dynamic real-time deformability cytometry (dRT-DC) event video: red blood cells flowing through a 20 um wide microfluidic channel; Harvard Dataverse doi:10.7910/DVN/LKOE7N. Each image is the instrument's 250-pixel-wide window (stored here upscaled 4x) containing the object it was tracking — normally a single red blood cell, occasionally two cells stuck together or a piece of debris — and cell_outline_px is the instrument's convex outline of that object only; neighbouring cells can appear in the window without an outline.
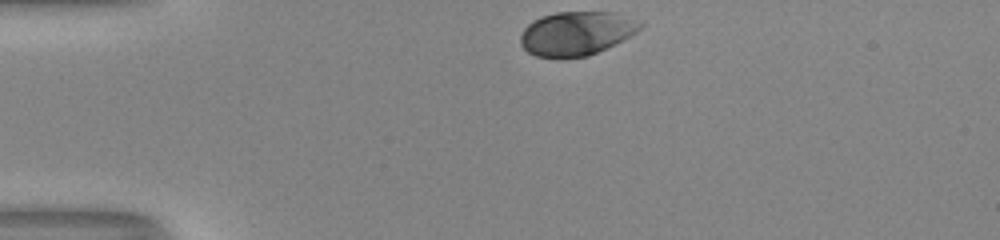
{"species": "human", "species_latin": "Homo sapiens", "temperature_condition": "room temperature", "stored_images_in_passage": 32, "camera_frame_rate_fps": 3000, "um_per_image_px": 0.085, "donor": {"sex": "male"}, "frame": {"image": 1, "passage_image": 1, "time_ms": 0.0, "image_size_px": [1000, 240], "cell_outline_px": [[644, 24], [636, 32], [588, 56], [560, 60], [556, 60], [536, 56], [528, 52], [520, 44], [520, 36], [524, 28], [532, 20], [540, 16], [556, 12], [612, 12]], "centroid_in_image_um": [48.89, 2.87], "position_along_channel_um": 36.1, "area_um2": 30.63}}
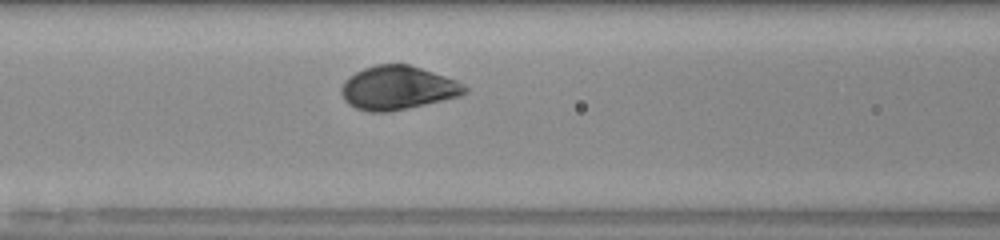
{"frame": {"image": 2, "passage_image": 12, "time_ms": 3.667, "image_size_px": [1000, 240], "cell_outline_px": [[468, 92], [460, 96], [444, 100], [408, 108], [388, 112], [368, 112], [356, 108], [348, 104], [344, 100], [340, 92], [340, 88], [344, 80], [356, 72], [364, 68], [376, 64], [408, 64], [456, 80], [464, 84], [468, 88]], "centroid_in_image_um": [33.79, 7.48], "position_along_channel_um": 132.8, "area_um2": 31.5}}
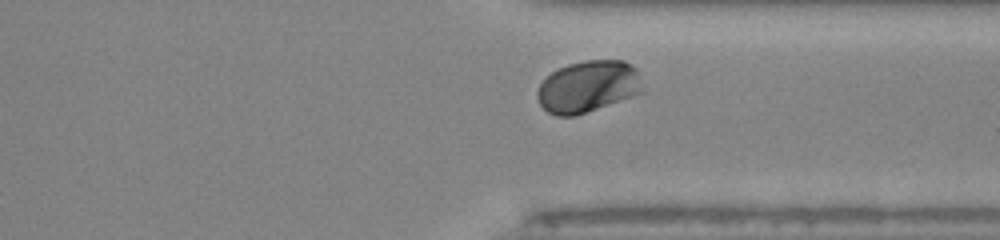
{"frame": {"image": 3, "passage_image": 29, "time_ms": 9.333, "image_size_px": [1000, 240], "cell_outline_px": [[644, 92], [576, 116], [556, 116], [548, 112], [540, 104], [536, 96], [536, 92], [540, 84], [552, 72], [568, 64], [584, 60], [624, 60], [632, 64], [636, 68]], "centroid_in_image_um": [49.99, 7.36], "position_along_channel_um": 361.4, "area_um2": 31.79}, "authors_computed_cell_mechanics": {"area_um2": 31.79, "velocity_mm_per_s": 4.0271, "shape_relaxation_time_tau1_ms": 1.8044, "shape_relaxation_time_tau2_ms": null, "deformation_change_tau1": 0.118, "deformation_change_tau2": null}}